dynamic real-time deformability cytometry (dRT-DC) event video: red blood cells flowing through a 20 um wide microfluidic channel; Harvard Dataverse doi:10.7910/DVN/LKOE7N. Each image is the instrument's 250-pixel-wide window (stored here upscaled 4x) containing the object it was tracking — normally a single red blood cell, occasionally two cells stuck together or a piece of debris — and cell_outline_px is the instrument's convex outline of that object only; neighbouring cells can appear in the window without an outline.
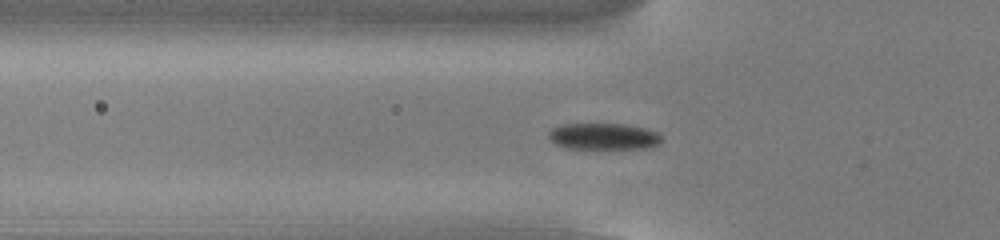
{"species": "common noctule bat (a hibernating species)", "species_latin": "Nyctalus noctula", "temperature_condition": "cold", "stored_images_in_passage": 54, "camera_frame_rate_fps": 3000, "um_per_image_px": 0.085, "animal": {"sex": "male", "body_mass_g": 13.0, "forearm_length_mm": 53.1}, "frame": {"image": 1, "passage_image": 19, "time_ms": 6.0, "image_size_px": [1000, 240], "cell_outline_px": [[660, 144], [644, 148], [564, 148], [548, 140], [548, 132], [552, 128], [560, 124], [628, 124], [660, 132]], "centroid_in_image_um": [51.27, 11.58], "position_along_channel_um": 74.5, "area_um2": 17.51}}
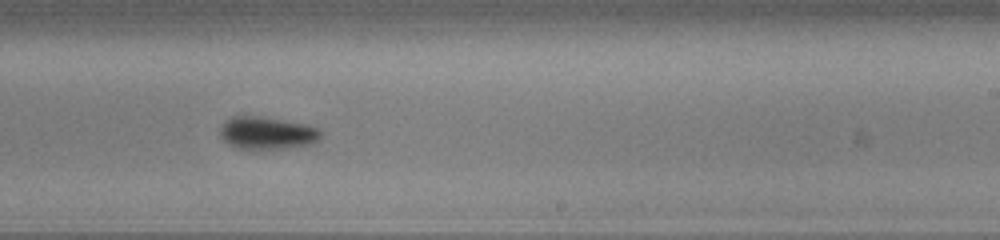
{"frame": {"image": 2, "passage_image": 34, "time_ms": 11.0, "image_size_px": [1000, 240], "cell_outline_px": [[320, 140], [312, 144], [284, 148], [236, 148], [228, 144], [220, 136], [220, 128], [232, 116], [260, 116], [308, 124], [320, 128]], "centroid_in_image_um": [22.73, 11.29], "position_along_channel_um": 266.3, "area_um2": 19.02}}
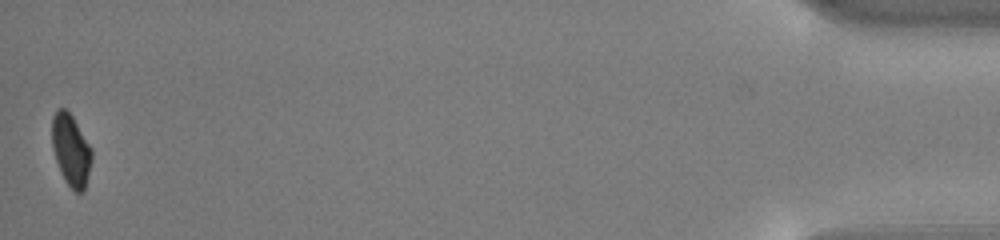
{"frame": {"image": 3, "passage_image": 54, "time_ms": 17.667, "image_size_px": [1000, 240], "cell_outline_px": [[92, 160], [84, 192], [76, 192], [64, 180], [56, 160], [52, 148], [52, 116], [56, 108], [64, 108], [72, 116], [92, 148]], "centroid_in_image_um": [6.03, 12.75], "position_along_channel_um": 429.2, "area_um2": 16.65}, "authors_computed_cell_mechanics": {"area_um2": 17.918, "velocity_mm_per_s": 3.8401, "shape_relaxation_time_tau1_ms": 2.0005, "shape_relaxation_time_tau2_ms": 7.0984, "deformation_change_tau1": 0.1053, "deformation_change_tau2": 0.0879}}